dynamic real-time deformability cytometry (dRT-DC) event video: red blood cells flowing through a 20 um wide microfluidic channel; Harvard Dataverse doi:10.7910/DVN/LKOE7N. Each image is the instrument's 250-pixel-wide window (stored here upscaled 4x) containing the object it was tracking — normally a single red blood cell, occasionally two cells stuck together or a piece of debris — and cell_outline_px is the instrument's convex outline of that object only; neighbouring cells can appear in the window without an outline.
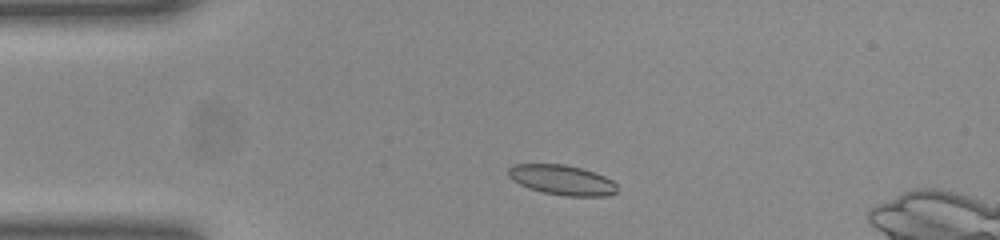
{"species": "common noctule bat (a hibernating species)", "species_latin": "Nyctalus noctula", "temperature_condition": "room temperature", "stored_images_in_passage": 41, "camera_frame_rate_fps": 3000, "um_per_image_px": 0.085, "animal": {"sex": "female", "body_mass_g": 23.0, "forearm_length_mm": 53.4}, "frame": {"image": 1, "passage_image": 1, "time_ms": 0.0, "image_size_px": [1000, 240], "cell_outline_px": [[616, 192], [608, 196], [564, 196], [544, 192], [528, 188], [512, 180], [508, 176], [508, 168], [516, 164], [564, 164], [580, 168], [604, 176], [612, 180], [616, 184]], "centroid_in_image_um": [47.76, 15.3], "position_along_channel_um": 37.2, "area_um2": 18.9}}
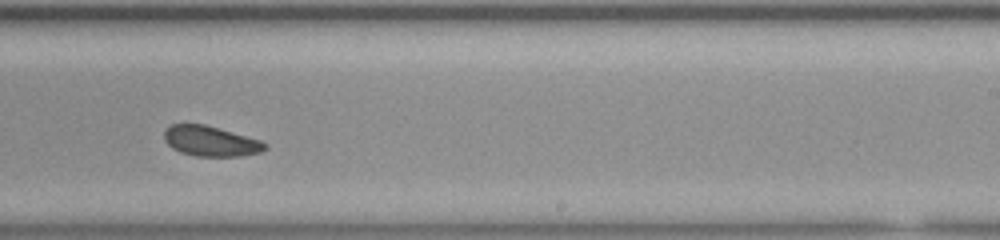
{"frame": {"image": 2, "passage_image": 21, "time_ms": 6.667, "image_size_px": [1000, 240], "cell_outline_px": [[268, 148], [260, 152], [240, 156], [196, 156], [180, 152], [172, 148], [164, 140], [164, 132], [172, 124], [204, 124], [260, 140], [268, 144]], "centroid_in_image_um": [17.91, 12.0], "position_along_channel_um": 271.1, "area_um2": 17.63}}
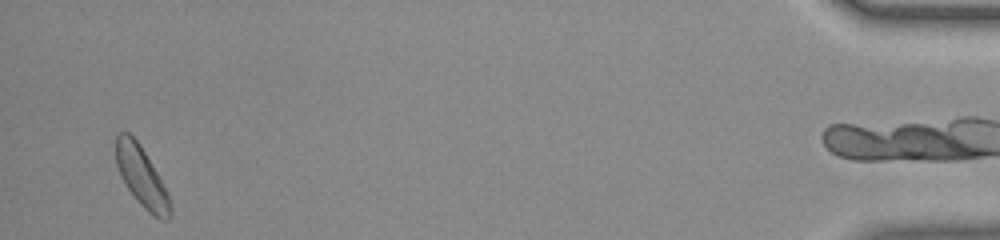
{"frame": {"image": 3, "passage_image": 39, "time_ms": 12.667, "image_size_px": [1000, 240], "cell_outline_px": [[172, 216], [168, 220], [160, 220], [152, 216], [140, 204], [128, 188], [120, 176], [116, 164], [116, 136], [120, 132], [128, 132], [140, 144], [168, 192], [172, 204]], "centroid_in_image_um": [12.07, 15.08], "position_along_channel_um": 423.1, "area_um2": 19.07}, "authors_computed_cell_mechanics": {"area_um2": 18.7272, "velocity_mm_per_s": 3.9901, "shape_relaxation_time_tau1_ms": 5.0268, "shape_relaxation_time_tau2_ms": 6.5732, "deformation_change_tau1": 0.0966, "deformation_change_tau2": 0.1114}}